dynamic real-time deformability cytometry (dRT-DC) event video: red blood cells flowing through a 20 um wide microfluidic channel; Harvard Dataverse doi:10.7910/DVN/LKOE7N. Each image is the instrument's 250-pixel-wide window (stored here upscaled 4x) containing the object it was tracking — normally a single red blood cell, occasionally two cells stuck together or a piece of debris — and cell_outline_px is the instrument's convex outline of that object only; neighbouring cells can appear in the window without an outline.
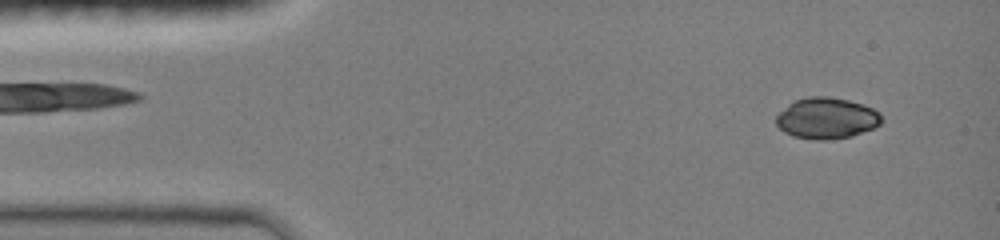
{"species": "common noctule bat (a hibernating species)", "species_latin": "Nyctalus noctula", "temperature_condition": "room temperature", "stored_images_in_passage": 48, "camera_frame_rate_fps": 3000, "um_per_image_px": 0.085, "animal": {"sex": "female", "body_mass_g": 19.0, "forearm_length_mm": 51.5}, "frame": {"image": 1, "passage_image": 7, "time_ms": 1.0, "image_size_px": [1000, 240], "cell_outline_px": [[880, 124], [872, 128], [852, 136], [828, 140], [816, 140], [792, 136], [784, 132], [776, 124], [776, 116], [792, 100], [808, 96], [828, 96], [848, 100], [872, 108], [880, 112]], "centroid_in_image_um": [70.22, 10.04], "position_along_channel_um": 14.8, "area_um2": 25.26}}
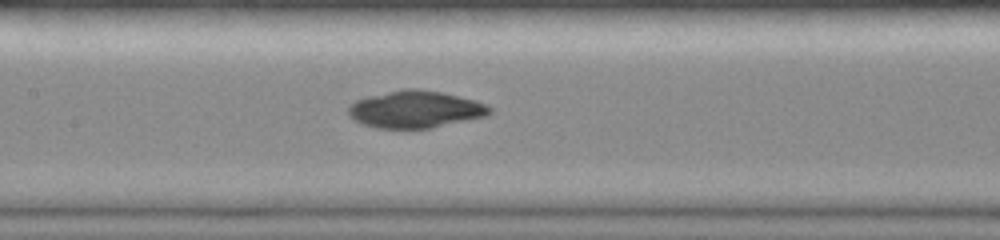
{"frame": {"image": 2, "passage_image": 32, "time_ms": 7.0, "image_size_px": [1000, 240], "cell_outline_px": [[492, 112], [488, 116], [432, 128], [376, 128], [364, 124], [348, 116], [348, 108], [356, 100], [368, 96], [404, 88], [416, 88], [444, 92], [476, 100], [492, 108]], "centroid_in_image_um": [35.35, 9.29], "position_along_channel_um": 172.1, "area_um2": 30.75}}
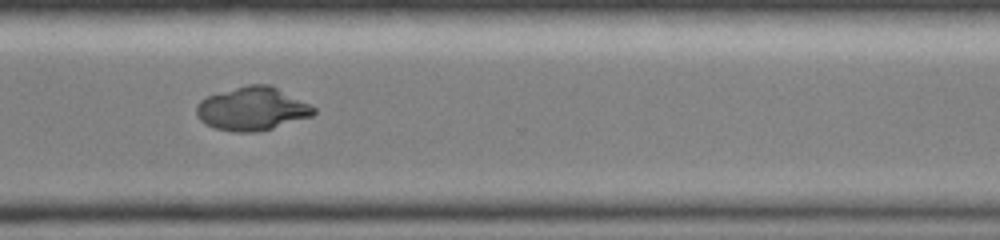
{"frame": {"image": 3, "passage_image": 47, "time_ms": 11.333, "image_size_px": [1000, 240], "cell_outline_px": [[316, 112], [312, 116], [272, 128], [256, 132], [236, 132], [216, 128], [200, 120], [196, 112], [196, 104], [200, 100], [208, 96], [220, 92], [248, 84], [268, 84], [316, 108]], "centroid_in_image_um": [21.41, 9.25], "position_along_channel_um": 349.2, "area_um2": 29.13}}